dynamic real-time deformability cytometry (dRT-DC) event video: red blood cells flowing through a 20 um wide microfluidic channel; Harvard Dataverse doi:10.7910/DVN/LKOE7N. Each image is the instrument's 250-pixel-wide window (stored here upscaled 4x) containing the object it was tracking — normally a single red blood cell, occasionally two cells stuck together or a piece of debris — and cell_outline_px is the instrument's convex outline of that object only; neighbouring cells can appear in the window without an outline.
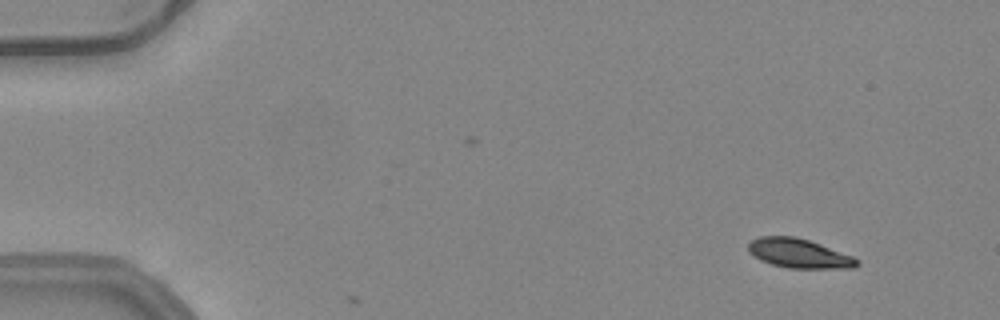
{"species": "common noctule bat (a hibernating species)", "species_latin": "Nyctalus noctula", "temperature_condition": "warm", "stored_images_in_passage": 6, "camera_frame_rate_fps": 3000, "um_per_image_px": 0.085, "animal": {"sex": "female", "body_mass_g": 24.6, "forearm_length_mm": 56.2}, "frame": {"image": 1, "passage_image": 4, "time_ms": 1.0, "image_size_px": [1000, 320], "cell_outline_px": [[860, 264], [852, 268], [788, 268], [772, 264], [760, 260], [748, 252], [748, 244], [752, 240], [760, 236], [796, 236], [820, 244], [852, 256], [860, 260]], "centroid_in_image_um": [67.9, 21.54], "position_along_channel_um": 17.1, "area_um2": 18.5}}